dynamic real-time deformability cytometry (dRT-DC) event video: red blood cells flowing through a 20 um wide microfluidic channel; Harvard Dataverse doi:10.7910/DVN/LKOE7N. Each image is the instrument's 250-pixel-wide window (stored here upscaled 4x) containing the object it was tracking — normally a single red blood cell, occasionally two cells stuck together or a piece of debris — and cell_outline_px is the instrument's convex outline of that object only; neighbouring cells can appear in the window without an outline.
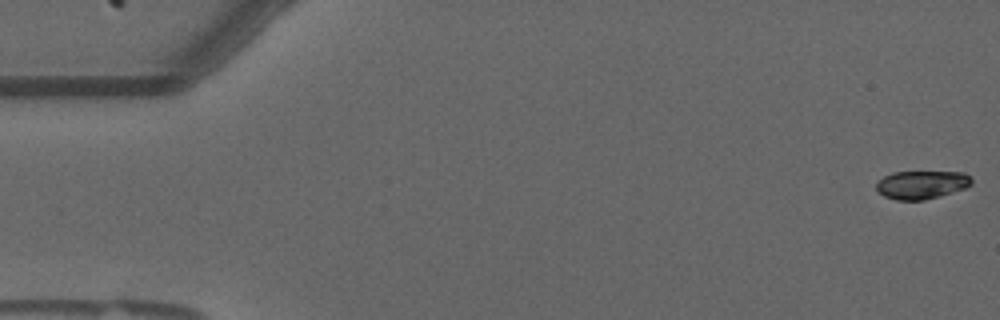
{"species": "common noctule bat (a hibernating species)", "species_latin": "Nyctalus noctula", "temperature_condition": "warm", "stored_images_in_passage": 56, "camera_frame_rate_fps": 3000, "um_per_image_px": 0.085, "animal": {"sex": "male", "forearm_length_mm": 52.5}, "frame": {"image": 1, "passage_image": 1, "time_ms": 0.0, "image_size_px": [1000, 320], "cell_outline_px": [[972, 184], [964, 188], [940, 196], [924, 200], [896, 200], [884, 196], [876, 192], [876, 184], [884, 176], [892, 172], [964, 172], [972, 180]], "centroid_in_image_um": [78.3, 15.7], "position_along_channel_um": 6.7, "area_um2": 15.66}}
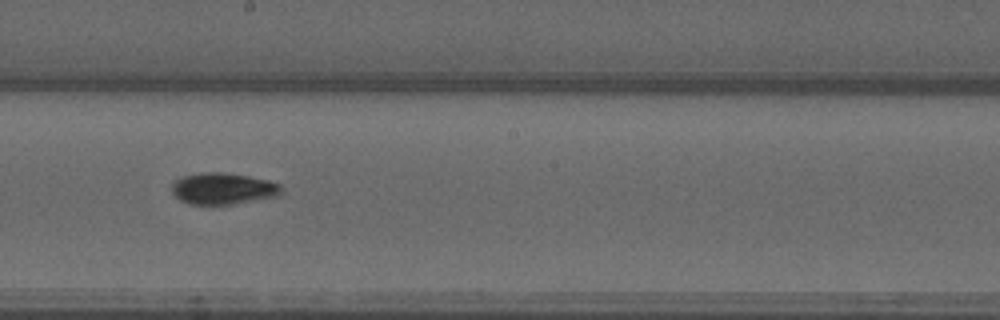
{"frame": {"image": 2, "passage_image": 31, "time_ms": 10.0, "image_size_px": [1000, 320], "cell_outline_px": [[280, 192], [276, 196], [232, 204], [188, 204], [180, 200], [172, 192], [172, 184], [176, 180], [184, 176], [200, 172], [224, 172], [248, 176], [268, 180], [280, 184]], "centroid_in_image_um": [18.92, 16.02], "position_along_channel_um": 229.3, "area_um2": 19.88}}
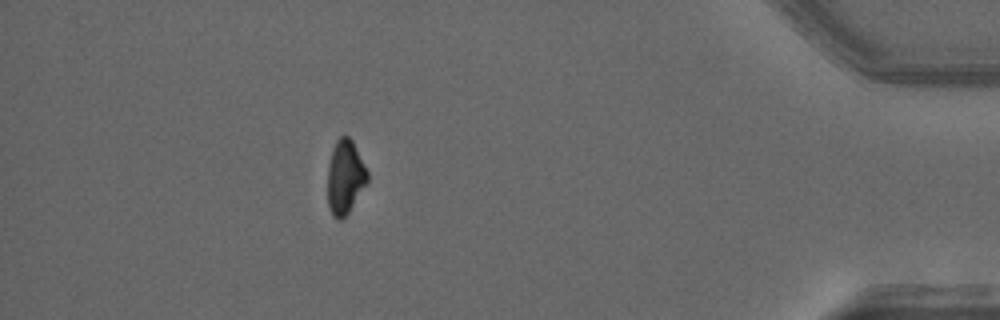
{"frame": {"image": 3, "passage_image": 50, "time_ms": 16.333, "image_size_px": [1000, 320], "cell_outline_px": [[368, 184], [348, 212], [340, 220], [336, 220], [332, 216], [328, 204], [328, 164], [332, 148], [336, 140], [340, 136], [348, 136], [352, 140], [368, 172]], "centroid_in_image_um": [29.33, 15.06], "position_along_channel_um": 405.9, "area_um2": 17.28}, "authors_computed_cell_mechanics": {"area_um2": 17.918, "velocity_mm_per_s": 3.6434, "shape_relaxation_time_tau1_ms": 3.8235, "shape_relaxation_time_tau2_ms": 4.2281, "deformation_change_tau1": 0.1527, "deformation_change_tau2": 0.0507}}